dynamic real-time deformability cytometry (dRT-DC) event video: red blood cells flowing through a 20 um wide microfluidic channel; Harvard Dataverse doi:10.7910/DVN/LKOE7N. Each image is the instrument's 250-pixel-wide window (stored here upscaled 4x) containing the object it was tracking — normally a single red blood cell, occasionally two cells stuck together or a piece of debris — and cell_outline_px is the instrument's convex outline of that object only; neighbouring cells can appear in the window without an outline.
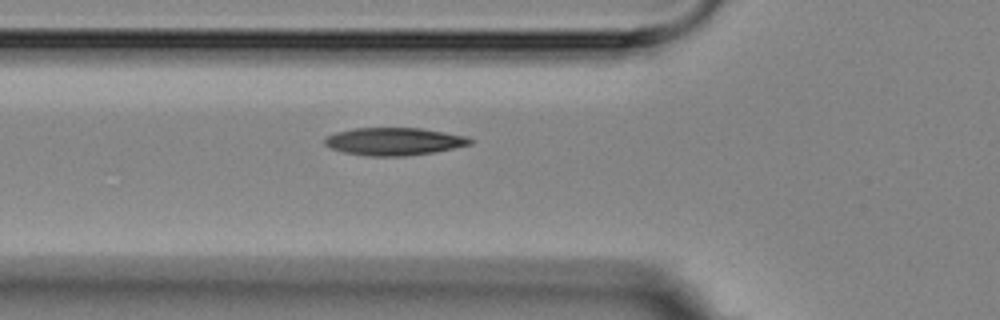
{"species": "Egyptian fruit bat (a non-hibernating species)", "species_latin": "Rousettus aegyptiacus", "temperature_condition": "room temperature", "stored_images_in_passage": 4, "camera_frame_rate_fps": 3000, "um_per_image_px": 0.085, "animal": {"sex": "female"}, "frame": {"image": 1, "passage_image": 4, "time_ms": 4.333, "image_size_px": [1000, 320], "cell_outline_px": [[476, 140], [472, 144], [456, 148], [432, 152], [404, 156], [368, 156], [344, 152], [328, 148], [324, 144], [324, 136], [336, 132], [352, 128], [420, 128], [468, 136]], "centroid_in_image_um": [33.49, 12.02], "position_along_channel_um": 92.3, "area_um2": 23.7}}